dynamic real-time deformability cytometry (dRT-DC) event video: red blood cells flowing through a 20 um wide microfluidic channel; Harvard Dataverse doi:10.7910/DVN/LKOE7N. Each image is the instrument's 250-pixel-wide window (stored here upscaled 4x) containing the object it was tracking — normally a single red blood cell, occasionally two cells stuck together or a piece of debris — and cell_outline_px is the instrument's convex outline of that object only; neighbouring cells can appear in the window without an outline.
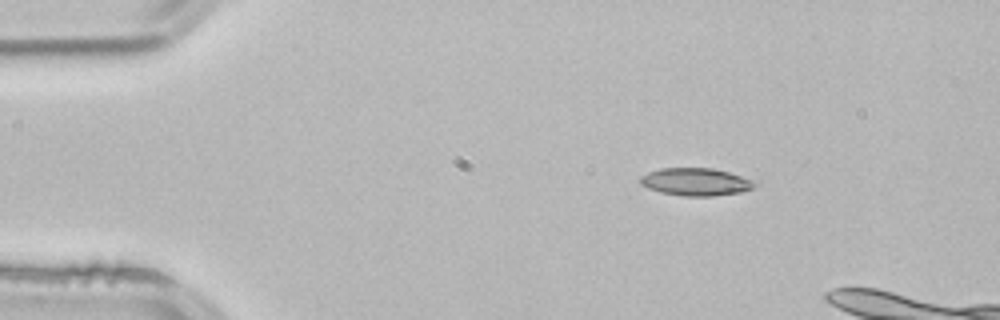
{"species": "common noctule bat (a hibernating species)", "species_latin": "Nyctalus noctula", "temperature_condition": "room temperature", "stored_images_in_passage": 4, "camera_frame_rate_fps": 3000, "um_per_image_px": 0.085, "animal": {"sex": "male", "body_mass_g": 21.5, "forearm_length_mm": 52.0}, "frame": {"image": 1, "passage_image": 1, "time_ms": 0.0, "image_size_px": [1000, 320], "cell_outline_px": [[760, 184], [752, 188], [740, 192], [712, 196], [684, 196], [660, 192], [648, 188], [640, 184], [640, 176], [648, 172], [660, 168], [712, 168], [760, 180]], "centroid_in_image_um": [59.21, 15.45], "position_along_channel_um": 25.8, "area_um2": 18.73}}